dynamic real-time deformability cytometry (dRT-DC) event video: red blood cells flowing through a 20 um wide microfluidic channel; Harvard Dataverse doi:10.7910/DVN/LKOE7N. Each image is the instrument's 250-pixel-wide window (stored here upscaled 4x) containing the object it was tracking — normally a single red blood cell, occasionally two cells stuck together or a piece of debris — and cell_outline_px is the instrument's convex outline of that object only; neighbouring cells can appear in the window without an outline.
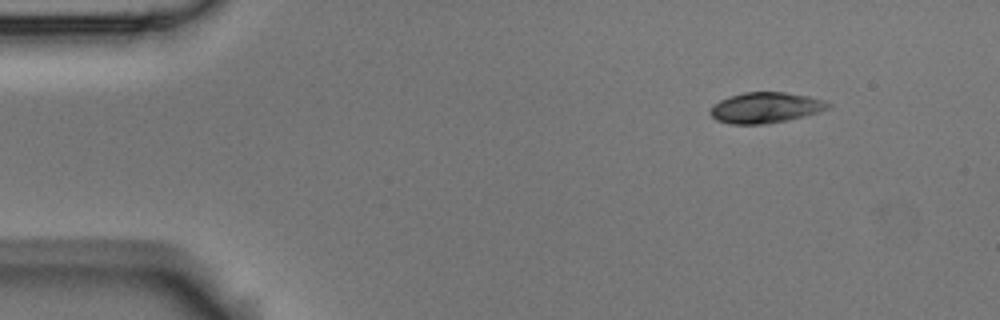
{"species": "Egyptian fruit bat (a non-hibernating species)", "species_latin": "Rousettus aegyptiacus", "temperature_condition": "room temperature", "stored_images_in_passage": 4, "camera_frame_rate_fps": 3000, "um_per_image_px": 0.085, "animal": {"sex": "male"}, "frame": {"image": 1, "passage_image": 1, "time_ms": 0.0, "image_size_px": [1000, 320], "cell_outline_px": [[832, 108], [804, 116], [764, 124], [732, 124], [716, 120], [708, 112], [712, 104], [728, 96], [744, 92], [784, 92], [808, 96], [824, 100], [832, 104]], "centroid_in_image_um": [65.05, 9.14], "position_along_channel_um": 19.9, "area_um2": 21.15}}
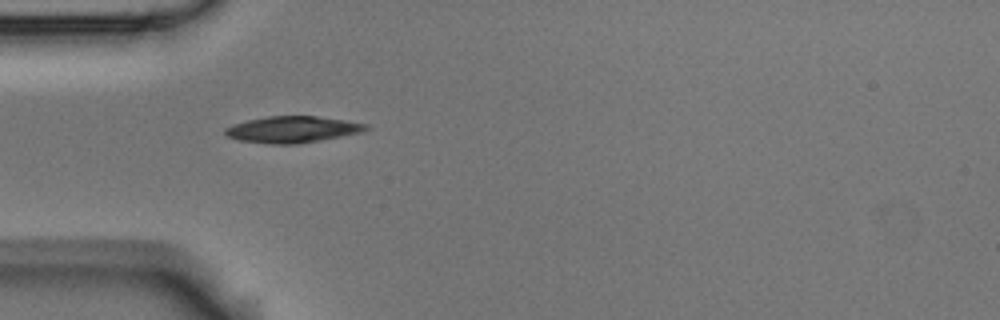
{"frame": {"image": 2, "passage_image": 3, "time_ms": 0.667, "image_size_px": [1000, 320], "cell_outline_px": [[372, 128], [364, 132], [320, 140], [296, 144], [272, 144], [240, 140], [228, 136], [224, 132], [224, 128], [232, 124], [248, 120], [268, 116], [316, 116], [344, 120], [368, 124]], "centroid_in_image_um": [24.9, 11.0], "position_along_channel_um": 60.1, "area_um2": 21.68}}
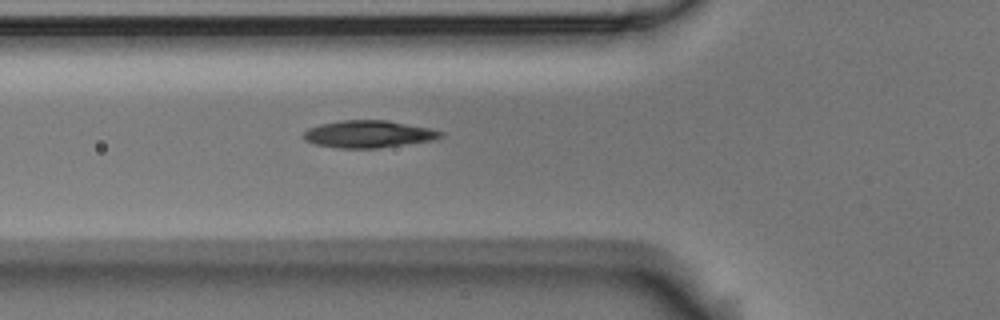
{"frame": {"image": 3, "passage_image": 4, "time_ms": 1.0, "image_size_px": [1000, 320], "cell_outline_px": [[444, 136], [436, 140], [380, 148], [336, 148], [316, 144], [304, 140], [304, 132], [308, 128], [320, 124], [344, 120], [388, 120], [428, 128], [444, 132]], "centroid_in_image_um": [31.35, 11.4], "position_along_channel_um": 94.4, "area_um2": 21.85}}